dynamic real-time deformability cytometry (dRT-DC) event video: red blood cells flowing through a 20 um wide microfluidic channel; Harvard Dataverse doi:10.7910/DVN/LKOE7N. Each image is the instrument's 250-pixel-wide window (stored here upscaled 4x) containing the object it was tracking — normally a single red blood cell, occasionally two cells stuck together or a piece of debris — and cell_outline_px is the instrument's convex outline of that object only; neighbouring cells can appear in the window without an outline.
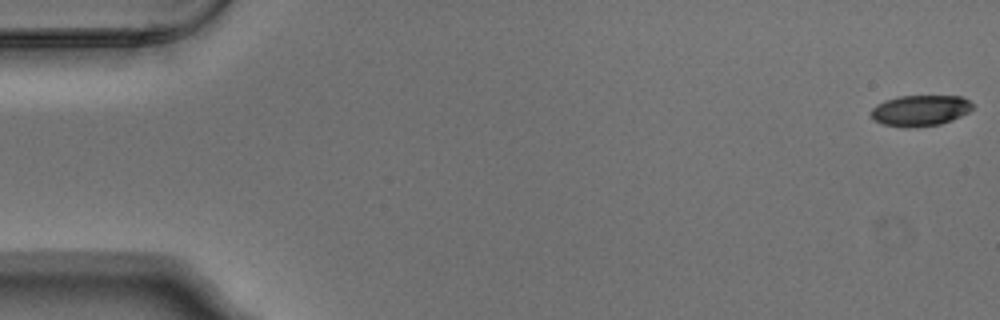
{"species": "Egyptian fruit bat (a non-hibernating species)", "species_latin": "Rousettus aegyptiacus", "temperature_condition": "warm", "stored_images_in_passage": 6, "segment_of_instrument_passage": [1, 2], "camera_frame_rate_fps": 3000, "um_per_image_px": 0.085, "animal": {"sex": "male"}, "frame": {"image": 1, "passage_image": 1, "time_ms": 0.0, "image_size_px": [1000, 320], "cell_outline_px": [[972, 108], [968, 112], [952, 120], [940, 124], [908, 128], [904, 128], [884, 124], [872, 120], [872, 108], [876, 104], [884, 100], [896, 96], [960, 96], [968, 100], [972, 104]], "centroid_in_image_um": [78.18, 9.39], "position_along_channel_um": 6.8, "area_um2": 18.32}}
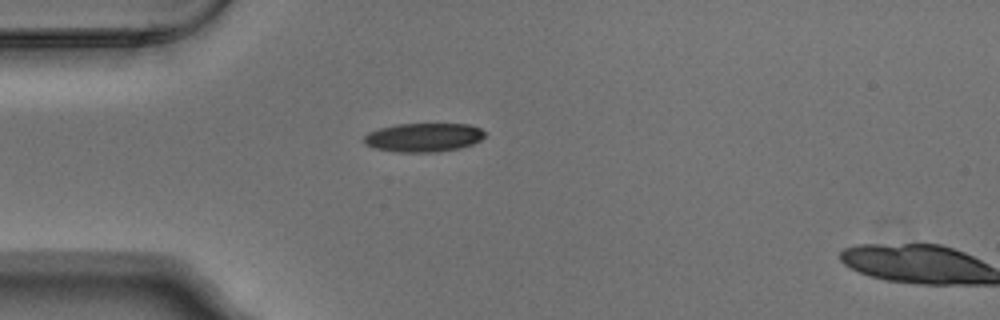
{"frame": {"image": 2, "passage_image": 5, "time_ms": 1.333, "image_size_px": [1000, 320], "cell_outline_px": [[484, 136], [480, 140], [472, 144], [460, 148], [436, 152], [396, 152], [376, 148], [364, 144], [364, 136], [368, 132], [380, 128], [396, 124], [468, 124], [480, 128], [484, 132]], "centroid_in_image_um": [35.99, 11.68], "position_along_channel_um": 49.0, "area_um2": 20.23}}